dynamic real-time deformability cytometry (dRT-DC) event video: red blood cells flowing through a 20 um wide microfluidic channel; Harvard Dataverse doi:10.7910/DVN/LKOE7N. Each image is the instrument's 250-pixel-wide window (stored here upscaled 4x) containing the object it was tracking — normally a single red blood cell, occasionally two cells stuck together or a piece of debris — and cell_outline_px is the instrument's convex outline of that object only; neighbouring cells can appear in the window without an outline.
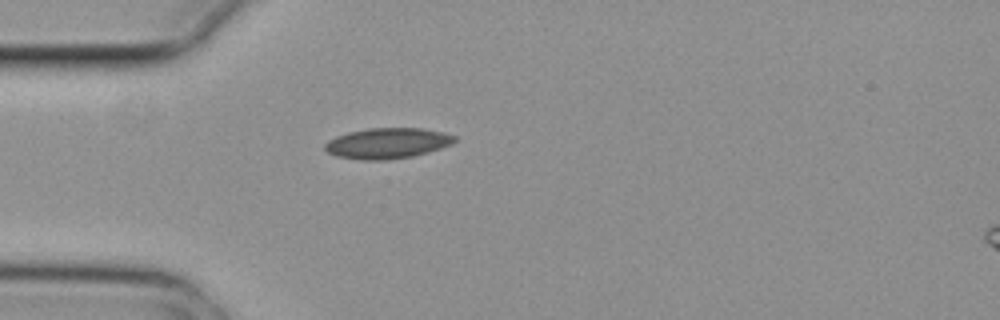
{"species": "common noctule bat (a hibernating species)", "species_latin": "Nyctalus noctula", "temperature_condition": "cold", "stored_images_in_passage": 1, "camera_frame_rate_fps": 3000, "um_per_image_px": 0.085, "animal": {"sex": "female", "body_mass_g": 29.2, "forearm_length_mm": 56.3}, "frame": {"image": 1, "passage_image": 1, "time_ms": 0.0, "image_size_px": [1000, 320], "cell_outline_px": [[456, 140], [452, 144], [428, 152], [412, 156], [388, 160], [360, 160], [336, 156], [328, 152], [324, 148], [324, 144], [328, 140], [336, 136], [348, 132], [368, 128], [424, 128], [444, 132], [456, 136]], "centroid_in_image_um": [32.92, 12.17], "position_along_channel_um": 52.1, "area_um2": 23.29}}